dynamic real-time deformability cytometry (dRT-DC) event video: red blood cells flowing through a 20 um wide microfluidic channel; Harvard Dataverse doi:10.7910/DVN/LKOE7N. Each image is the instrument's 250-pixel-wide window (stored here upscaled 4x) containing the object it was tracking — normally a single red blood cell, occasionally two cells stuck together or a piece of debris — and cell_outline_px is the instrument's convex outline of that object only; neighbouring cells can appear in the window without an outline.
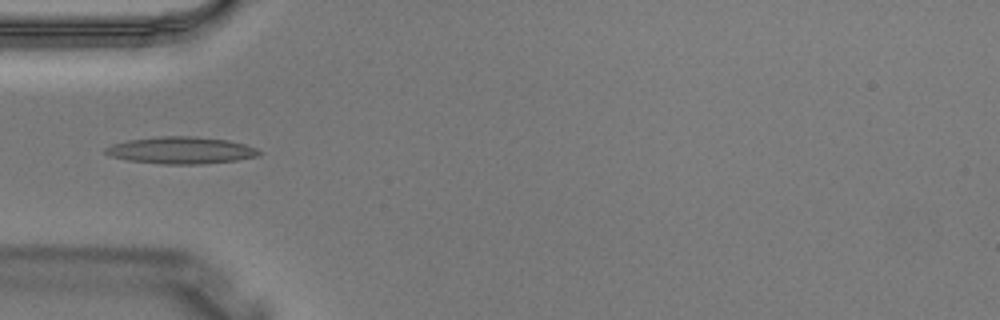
{"species": "Egyptian fruit bat (a non-hibernating species)", "species_latin": "Rousettus aegyptiacus", "temperature_condition": "warm", "stored_images_in_passage": 4, "camera_frame_rate_fps": 3000, "um_per_image_px": 0.085, "animal": {"sex": "male"}, "frame": {"image": 1, "passage_image": 4, "time_ms": 1.0, "image_size_px": [1000, 320], "cell_outline_px": [[264, 152], [260, 156], [236, 160], [200, 164], [160, 164], [128, 160], [112, 156], [104, 152], [104, 148], [112, 144], [128, 140], [160, 136], [196, 136], [228, 140], [244, 144], [256, 148]], "centroid_in_image_um": [15.42, 12.77], "position_along_channel_um": 69.6, "area_um2": 24.22}}